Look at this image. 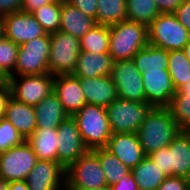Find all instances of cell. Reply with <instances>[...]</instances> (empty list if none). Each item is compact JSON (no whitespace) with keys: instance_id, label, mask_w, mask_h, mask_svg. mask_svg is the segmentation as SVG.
Listing matches in <instances>:
<instances>
[{"instance_id":"1","label":"cell","mask_w":190,"mask_h":190,"mask_svg":"<svg viewBox=\"0 0 190 190\" xmlns=\"http://www.w3.org/2000/svg\"><path fill=\"white\" fill-rule=\"evenodd\" d=\"M181 131L168 107H151L137 135L145 155L148 156L169 146Z\"/></svg>"},{"instance_id":"2","label":"cell","mask_w":190,"mask_h":190,"mask_svg":"<svg viewBox=\"0 0 190 190\" xmlns=\"http://www.w3.org/2000/svg\"><path fill=\"white\" fill-rule=\"evenodd\" d=\"M108 53L113 61L132 59L148 43V27L144 24L121 21L109 26Z\"/></svg>"},{"instance_id":"3","label":"cell","mask_w":190,"mask_h":190,"mask_svg":"<svg viewBox=\"0 0 190 190\" xmlns=\"http://www.w3.org/2000/svg\"><path fill=\"white\" fill-rule=\"evenodd\" d=\"M73 118L89 150L105 148L113 134L105 107L85 104Z\"/></svg>"},{"instance_id":"4","label":"cell","mask_w":190,"mask_h":190,"mask_svg":"<svg viewBox=\"0 0 190 190\" xmlns=\"http://www.w3.org/2000/svg\"><path fill=\"white\" fill-rule=\"evenodd\" d=\"M148 157L166 176L190 177V135L179 132L169 146L152 152Z\"/></svg>"},{"instance_id":"5","label":"cell","mask_w":190,"mask_h":190,"mask_svg":"<svg viewBox=\"0 0 190 190\" xmlns=\"http://www.w3.org/2000/svg\"><path fill=\"white\" fill-rule=\"evenodd\" d=\"M65 190H92L107 185L98 156L89 150L66 168Z\"/></svg>"},{"instance_id":"6","label":"cell","mask_w":190,"mask_h":190,"mask_svg":"<svg viewBox=\"0 0 190 190\" xmlns=\"http://www.w3.org/2000/svg\"><path fill=\"white\" fill-rule=\"evenodd\" d=\"M190 41V32L173 13L160 14L148 26V43L167 51L182 50Z\"/></svg>"},{"instance_id":"7","label":"cell","mask_w":190,"mask_h":190,"mask_svg":"<svg viewBox=\"0 0 190 190\" xmlns=\"http://www.w3.org/2000/svg\"><path fill=\"white\" fill-rule=\"evenodd\" d=\"M50 47V34L47 33L19 45L15 70L11 76L48 74Z\"/></svg>"},{"instance_id":"8","label":"cell","mask_w":190,"mask_h":190,"mask_svg":"<svg viewBox=\"0 0 190 190\" xmlns=\"http://www.w3.org/2000/svg\"><path fill=\"white\" fill-rule=\"evenodd\" d=\"M106 109L113 134L137 133L151 106L147 102L117 98Z\"/></svg>"},{"instance_id":"9","label":"cell","mask_w":190,"mask_h":190,"mask_svg":"<svg viewBox=\"0 0 190 190\" xmlns=\"http://www.w3.org/2000/svg\"><path fill=\"white\" fill-rule=\"evenodd\" d=\"M49 73L53 76L72 74L80 49V39L61 31L50 34Z\"/></svg>"},{"instance_id":"10","label":"cell","mask_w":190,"mask_h":190,"mask_svg":"<svg viewBox=\"0 0 190 190\" xmlns=\"http://www.w3.org/2000/svg\"><path fill=\"white\" fill-rule=\"evenodd\" d=\"M37 161L38 157L26 140L15 147H11L0 153V181L25 180Z\"/></svg>"},{"instance_id":"11","label":"cell","mask_w":190,"mask_h":190,"mask_svg":"<svg viewBox=\"0 0 190 190\" xmlns=\"http://www.w3.org/2000/svg\"><path fill=\"white\" fill-rule=\"evenodd\" d=\"M17 77L10 76L7 79L11 96L27 105L36 106L54 91V76L50 73Z\"/></svg>"},{"instance_id":"12","label":"cell","mask_w":190,"mask_h":190,"mask_svg":"<svg viewBox=\"0 0 190 190\" xmlns=\"http://www.w3.org/2000/svg\"><path fill=\"white\" fill-rule=\"evenodd\" d=\"M110 77L116 85L118 98L147 102L142 74L137 70L132 59L113 61Z\"/></svg>"},{"instance_id":"13","label":"cell","mask_w":190,"mask_h":190,"mask_svg":"<svg viewBox=\"0 0 190 190\" xmlns=\"http://www.w3.org/2000/svg\"><path fill=\"white\" fill-rule=\"evenodd\" d=\"M58 162L66 169L89 149L86 147L73 116H68L57 128Z\"/></svg>"},{"instance_id":"14","label":"cell","mask_w":190,"mask_h":190,"mask_svg":"<svg viewBox=\"0 0 190 190\" xmlns=\"http://www.w3.org/2000/svg\"><path fill=\"white\" fill-rule=\"evenodd\" d=\"M2 19L5 38L12 40L17 45H21L46 34L42 26L31 13L18 11L5 15Z\"/></svg>"},{"instance_id":"15","label":"cell","mask_w":190,"mask_h":190,"mask_svg":"<svg viewBox=\"0 0 190 190\" xmlns=\"http://www.w3.org/2000/svg\"><path fill=\"white\" fill-rule=\"evenodd\" d=\"M144 94L151 107H168L176 89L168 70H147L141 73Z\"/></svg>"},{"instance_id":"16","label":"cell","mask_w":190,"mask_h":190,"mask_svg":"<svg viewBox=\"0 0 190 190\" xmlns=\"http://www.w3.org/2000/svg\"><path fill=\"white\" fill-rule=\"evenodd\" d=\"M65 176L66 169L59 162L38 160L24 181L29 190H60L63 185L65 189Z\"/></svg>"},{"instance_id":"17","label":"cell","mask_w":190,"mask_h":190,"mask_svg":"<svg viewBox=\"0 0 190 190\" xmlns=\"http://www.w3.org/2000/svg\"><path fill=\"white\" fill-rule=\"evenodd\" d=\"M105 149L115 155L130 170L146 157L137 133L112 134Z\"/></svg>"},{"instance_id":"18","label":"cell","mask_w":190,"mask_h":190,"mask_svg":"<svg viewBox=\"0 0 190 190\" xmlns=\"http://www.w3.org/2000/svg\"><path fill=\"white\" fill-rule=\"evenodd\" d=\"M53 92L68 116H73L87 104L80 80L72 74L54 76Z\"/></svg>"},{"instance_id":"19","label":"cell","mask_w":190,"mask_h":190,"mask_svg":"<svg viewBox=\"0 0 190 190\" xmlns=\"http://www.w3.org/2000/svg\"><path fill=\"white\" fill-rule=\"evenodd\" d=\"M87 104L108 107L118 98L116 85L110 75L96 78H79Z\"/></svg>"},{"instance_id":"20","label":"cell","mask_w":190,"mask_h":190,"mask_svg":"<svg viewBox=\"0 0 190 190\" xmlns=\"http://www.w3.org/2000/svg\"><path fill=\"white\" fill-rule=\"evenodd\" d=\"M4 118L17 129L24 140H27L37 128L34 106L22 103L12 96L8 100Z\"/></svg>"},{"instance_id":"21","label":"cell","mask_w":190,"mask_h":190,"mask_svg":"<svg viewBox=\"0 0 190 190\" xmlns=\"http://www.w3.org/2000/svg\"><path fill=\"white\" fill-rule=\"evenodd\" d=\"M112 66L113 59L109 53L80 51L72 75L77 78L109 76L111 74Z\"/></svg>"},{"instance_id":"22","label":"cell","mask_w":190,"mask_h":190,"mask_svg":"<svg viewBox=\"0 0 190 190\" xmlns=\"http://www.w3.org/2000/svg\"><path fill=\"white\" fill-rule=\"evenodd\" d=\"M95 25L97 23L94 18L61 0L59 31L71 34L80 39Z\"/></svg>"},{"instance_id":"23","label":"cell","mask_w":190,"mask_h":190,"mask_svg":"<svg viewBox=\"0 0 190 190\" xmlns=\"http://www.w3.org/2000/svg\"><path fill=\"white\" fill-rule=\"evenodd\" d=\"M37 128L54 129L68 117L57 95L52 92L40 103L34 106Z\"/></svg>"},{"instance_id":"24","label":"cell","mask_w":190,"mask_h":190,"mask_svg":"<svg viewBox=\"0 0 190 190\" xmlns=\"http://www.w3.org/2000/svg\"><path fill=\"white\" fill-rule=\"evenodd\" d=\"M26 141L38 160L58 162L57 128H36Z\"/></svg>"},{"instance_id":"25","label":"cell","mask_w":190,"mask_h":190,"mask_svg":"<svg viewBox=\"0 0 190 190\" xmlns=\"http://www.w3.org/2000/svg\"><path fill=\"white\" fill-rule=\"evenodd\" d=\"M131 173L139 190H157L167 177L148 156L131 169Z\"/></svg>"},{"instance_id":"26","label":"cell","mask_w":190,"mask_h":190,"mask_svg":"<svg viewBox=\"0 0 190 190\" xmlns=\"http://www.w3.org/2000/svg\"><path fill=\"white\" fill-rule=\"evenodd\" d=\"M132 61L140 73L147 70H167L168 51L148 44L134 55Z\"/></svg>"},{"instance_id":"27","label":"cell","mask_w":190,"mask_h":190,"mask_svg":"<svg viewBox=\"0 0 190 190\" xmlns=\"http://www.w3.org/2000/svg\"><path fill=\"white\" fill-rule=\"evenodd\" d=\"M168 108L179 128L187 130L190 127V80L175 92Z\"/></svg>"},{"instance_id":"28","label":"cell","mask_w":190,"mask_h":190,"mask_svg":"<svg viewBox=\"0 0 190 190\" xmlns=\"http://www.w3.org/2000/svg\"><path fill=\"white\" fill-rule=\"evenodd\" d=\"M125 20H127L126 0H97V24L111 26Z\"/></svg>"},{"instance_id":"29","label":"cell","mask_w":190,"mask_h":190,"mask_svg":"<svg viewBox=\"0 0 190 190\" xmlns=\"http://www.w3.org/2000/svg\"><path fill=\"white\" fill-rule=\"evenodd\" d=\"M127 20L147 27L161 14L155 0H126Z\"/></svg>"},{"instance_id":"30","label":"cell","mask_w":190,"mask_h":190,"mask_svg":"<svg viewBox=\"0 0 190 190\" xmlns=\"http://www.w3.org/2000/svg\"><path fill=\"white\" fill-rule=\"evenodd\" d=\"M99 158L101 168L104 171L107 185L117 184L129 171L115 155L105 148L92 150Z\"/></svg>"},{"instance_id":"31","label":"cell","mask_w":190,"mask_h":190,"mask_svg":"<svg viewBox=\"0 0 190 190\" xmlns=\"http://www.w3.org/2000/svg\"><path fill=\"white\" fill-rule=\"evenodd\" d=\"M176 91L190 80V61L183 50L168 51V68Z\"/></svg>"},{"instance_id":"32","label":"cell","mask_w":190,"mask_h":190,"mask_svg":"<svg viewBox=\"0 0 190 190\" xmlns=\"http://www.w3.org/2000/svg\"><path fill=\"white\" fill-rule=\"evenodd\" d=\"M109 42V26L97 24L80 38V49L84 52L108 53Z\"/></svg>"},{"instance_id":"33","label":"cell","mask_w":190,"mask_h":190,"mask_svg":"<svg viewBox=\"0 0 190 190\" xmlns=\"http://www.w3.org/2000/svg\"><path fill=\"white\" fill-rule=\"evenodd\" d=\"M61 0L41 6L31 14L36 18L47 34L59 31Z\"/></svg>"},{"instance_id":"34","label":"cell","mask_w":190,"mask_h":190,"mask_svg":"<svg viewBox=\"0 0 190 190\" xmlns=\"http://www.w3.org/2000/svg\"><path fill=\"white\" fill-rule=\"evenodd\" d=\"M19 45L3 38L0 41V77L7 80L15 70Z\"/></svg>"},{"instance_id":"35","label":"cell","mask_w":190,"mask_h":190,"mask_svg":"<svg viewBox=\"0 0 190 190\" xmlns=\"http://www.w3.org/2000/svg\"><path fill=\"white\" fill-rule=\"evenodd\" d=\"M24 141L17 129L5 118L0 119V153Z\"/></svg>"},{"instance_id":"36","label":"cell","mask_w":190,"mask_h":190,"mask_svg":"<svg viewBox=\"0 0 190 190\" xmlns=\"http://www.w3.org/2000/svg\"><path fill=\"white\" fill-rule=\"evenodd\" d=\"M157 190H190L189 179L178 176H167Z\"/></svg>"},{"instance_id":"37","label":"cell","mask_w":190,"mask_h":190,"mask_svg":"<svg viewBox=\"0 0 190 190\" xmlns=\"http://www.w3.org/2000/svg\"><path fill=\"white\" fill-rule=\"evenodd\" d=\"M69 5L80 9L86 15L92 17L96 21L97 0H64Z\"/></svg>"},{"instance_id":"38","label":"cell","mask_w":190,"mask_h":190,"mask_svg":"<svg viewBox=\"0 0 190 190\" xmlns=\"http://www.w3.org/2000/svg\"><path fill=\"white\" fill-rule=\"evenodd\" d=\"M177 20L190 32V0L184 2L173 13Z\"/></svg>"},{"instance_id":"39","label":"cell","mask_w":190,"mask_h":190,"mask_svg":"<svg viewBox=\"0 0 190 190\" xmlns=\"http://www.w3.org/2000/svg\"><path fill=\"white\" fill-rule=\"evenodd\" d=\"M11 97V88L7 80L0 82V119L4 118L5 109L9 98Z\"/></svg>"},{"instance_id":"40","label":"cell","mask_w":190,"mask_h":190,"mask_svg":"<svg viewBox=\"0 0 190 190\" xmlns=\"http://www.w3.org/2000/svg\"><path fill=\"white\" fill-rule=\"evenodd\" d=\"M23 0H0V16L21 11Z\"/></svg>"},{"instance_id":"41","label":"cell","mask_w":190,"mask_h":190,"mask_svg":"<svg viewBox=\"0 0 190 190\" xmlns=\"http://www.w3.org/2000/svg\"><path fill=\"white\" fill-rule=\"evenodd\" d=\"M112 190H139L131 170L117 183L111 185Z\"/></svg>"},{"instance_id":"42","label":"cell","mask_w":190,"mask_h":190,"mask_svg":"<svg viewBox=\"0 0 190 190\" xmlns=\"http://www.w3.org/2000/svg\"><path fill=\"white\" fill-rule=\"evenodd\" d=\"M156 7L161 14L174 13L184 0H155Z\"/></svg>"},{"instance_id":"43","label":"cell","mask_w":190,"mask_h":190,"mask_svg":"<svg viewBox=\"0 0 190 190\" xmlns=\"http://www.w3.org/2000/svg\"><path fill=\"white\" fill-rule=\"evenodd\" d=\"M56 0H23L21 11L32 13L33 11L39 9L43 5L50 4Z\"/></svg>"},{"instance_id":"44","label":"cell","mask_w":190,"mask_h":190,"mask_svg":"<svg viewBox=\"0 0 190 190\" xmlns=\"http://www.w3.org/2000/svg\"><path fill=\"white\" fill-rule=\"evenodd\" d=\"M8 190H29L27 183L22 181L8 182Z\"/></svg>"},{"instance_id":"45","label":"cell","mask_w":190,"mask_h":190,"mask_svg":"<svg viewBox=\"0 0 190 190\" xmlns=\"http://www.w3.org/2000/svg\"><path fill=\"white\" fill-rule=\"evenodd\" d=\"M185 56L189 59L190 61V41L184 46V48L182 49Z\"/></svg>"},{"instance_id":"46","label":"cell","mask_w":190,"mask_h":190,"mask_svg":"<svg viewBox=\"0 0 190 190\" xmlns=\"http://www.w3.org/2000/svg\"><path fill=\"white\" fill-rule=\"evenodd\" d=\"M5 37L4 35V26H3V19L0 16V41Z\"/></svg>"},{"instance_id":"47","label":"cell","mask_w":190,"mask_h":190,"mask_svg":"<svg viewBox=\"0 0 190 190\" xmlns=\"http://www.w3.org/2000/svg\"><path fill=\"white\" fill-rule=\"evenodd\" d=\"M0 190H8V182L0 181Z\"/></svg>"},{"instance_id":"48","label":"cell","mask_w":190,"mask_h":190,"mask_svg":"<svg viewBox=\"0 0 190 190\" xmlns=\"http://www.w3.org/2000/svg\"><path fill=\"white\" fill-rule=\"evenodd\" d=\"M92 190H112V188L109 185H105L103 187L92 189Z\"/></svg>"},{"instance_id":"49","label":"cell","mask_w":190,"mask_h":190,"mask_svg":"<svg viewBox=\"0 0 190 190\" xmlns=\"http://www.w3.org/2000/svg\"><path fill=\"white\" fill-rule=\"evenodd\" d=\"M186 131L190 135V127Z\"/></svg>"}]
</instances>
